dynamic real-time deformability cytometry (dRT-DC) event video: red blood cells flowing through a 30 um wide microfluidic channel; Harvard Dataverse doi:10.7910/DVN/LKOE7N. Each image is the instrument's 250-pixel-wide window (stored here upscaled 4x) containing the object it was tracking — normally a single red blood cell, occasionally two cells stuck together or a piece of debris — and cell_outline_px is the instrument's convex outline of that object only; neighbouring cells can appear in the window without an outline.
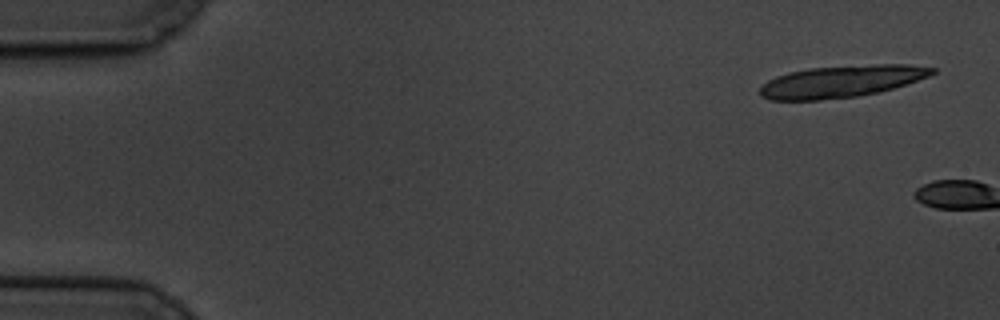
{"species": "common noctule bat (a hibernating species)", "species_latin": "Nyctalus noctula", "temperature_condition": "cold", "stored_images_in_passage": 2, "camera_frame_rate_fps": 3000, "um_per_image_px": 0.085, "animal": {"sex": "male", "body_mass_g": 19.5, "forearm_length_mm": 54.6}, "frame": {"image": 1, "passage_image": 1, "time_ms": 0.0, "image_size_px": [1000, 320], "cell_outline_px": [[936, 72], [928, 76], [908, 84], [876, 92], [856, 96], [820, 100], [768, 100], [760, 96], [760, 88], [768, 80], [776, 76], [788, 72], [808, 68], [876, 64], [908, 64], [936, 68]], "centroid_in_image_um": [71.51, 6.91], "position_along_channel_um": 13.5, "area_um2": 32.02}}